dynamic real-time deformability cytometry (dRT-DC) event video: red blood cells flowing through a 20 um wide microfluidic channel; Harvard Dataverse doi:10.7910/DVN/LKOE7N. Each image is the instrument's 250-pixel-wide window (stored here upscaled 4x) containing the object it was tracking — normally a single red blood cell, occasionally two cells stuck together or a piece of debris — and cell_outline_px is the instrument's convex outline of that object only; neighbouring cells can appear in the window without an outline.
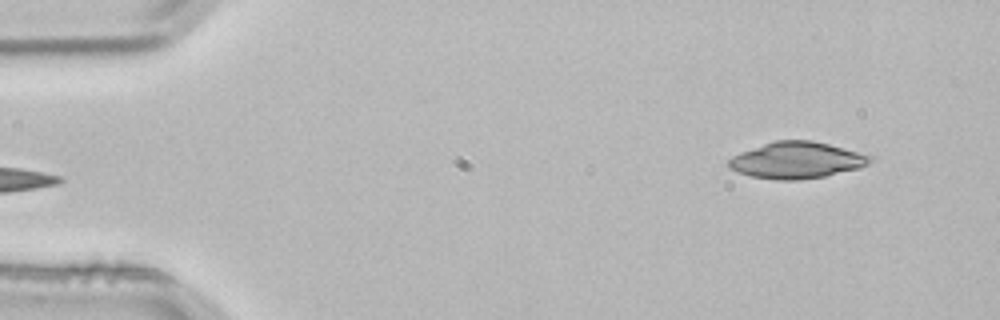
{"species": "common noctule bat (a hibernating species)", "species_latin": "Nyctalus noctula", "temperature_condition": "room temperature", "stored_images_in_passage": 4, "segment_of_instrument_passage": [2, 2], "camera_frame_rate_fps": 3000, "um_per_image_px": 0.085, "animal": {"sex": "male", "body_mass_g": 21.5, "forearm_length_mm": 52.0}, "frame": {"image": 1, "passage_image": 4, "time_ms": 1.0, "image_size_px": [1000, 320], "cell_outline_px": [[876, 160], [860, 168], [824, 176], [800, 180], [776, 180], [752, 176], [728, 168], [728, 160], [732, 156], [740, 152], [776, 140], [812, 140], [876, 156]], "centroid_in_image_um": [67.78, 13.62], "position_along_channel_um": 17.2, "area_um2": 30.17}}